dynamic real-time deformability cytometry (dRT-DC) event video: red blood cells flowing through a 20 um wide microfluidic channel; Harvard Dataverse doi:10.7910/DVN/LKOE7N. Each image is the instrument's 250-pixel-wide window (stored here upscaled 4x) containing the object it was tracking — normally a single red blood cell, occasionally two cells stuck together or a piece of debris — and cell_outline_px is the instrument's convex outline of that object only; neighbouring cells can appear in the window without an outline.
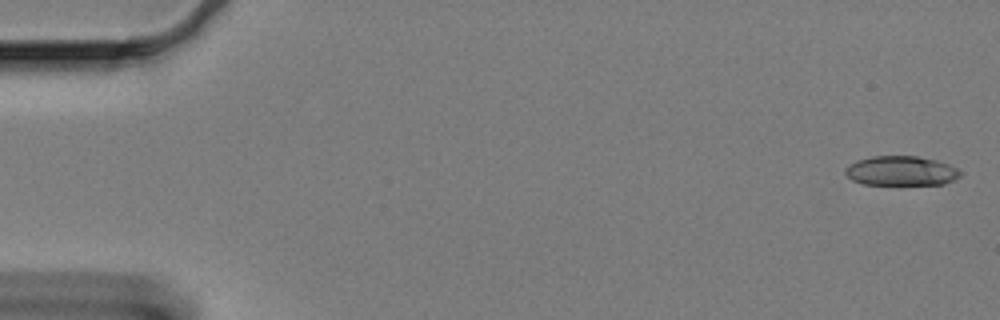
{"species": "Egyptian fruit bat (a non-hibernating species)", "species_latin": "Rousettus aegyptiacus", "temperature_condition": "cold", "stored_images_in_passage": 12, "camera_frame_rate_fps": 3000, "um_per_image_px": 0.085, "animal": {"sex": "female"}, "frame": {"image": 1, "passage_image": 2, "time_ms": 0.333, "image_size_px": [1000, 320], "cell_outline_px": [[964, 172], [960, 176], [944, 184], [864, 184], [852, 180], [844, 172], [844, 168], [848, 164], [856, 160], [872, 156], [916, 156], [936, 160], [948, 164]], "centroid_in_image_um": [76.58, 14.51], "position_along_channel_um": 8.4, "area_um2": 19.83}}